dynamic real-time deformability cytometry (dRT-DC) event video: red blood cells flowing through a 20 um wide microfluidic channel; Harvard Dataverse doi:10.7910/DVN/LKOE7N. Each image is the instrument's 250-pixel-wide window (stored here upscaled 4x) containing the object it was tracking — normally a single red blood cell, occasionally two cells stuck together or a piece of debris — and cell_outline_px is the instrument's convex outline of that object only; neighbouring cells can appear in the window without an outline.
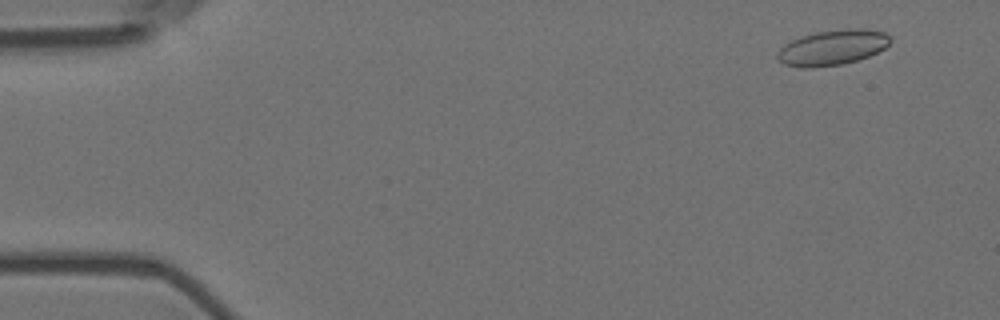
{"species": "Egyptian fruit bat (a non-hibernating species)", "species_latin": "Rousettus aegyptiacus", "temperature_condition": "room temperature", "stored_images_in_passage": 57, "camera_frame_rate_fps": 3000, "um_per_image_px": 0.085, "animal": {"sex": "female"}, "frame": {"image": 1, "passage_image": 5, "time_ms": 1.333, "image_size_px": [1000, 320], "cell_outline_px": [[892, 40], [884, 48], [868, 56], [844, 64], [812, 68], [804, 68], [784, 64], [776, 56], [776, 52], [784, 44], [800, 36], [816, 32], [856, 28], [860, 28], [884, 32]], "centroid_in_image_um": [70.72, 4.05], "position_along_channel_um": 14.3, "area_um2": 23.06}}
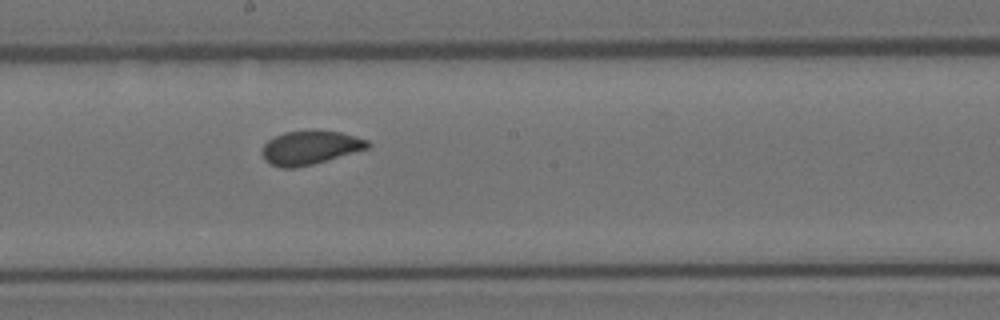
{"frame": {"image": 2, "passage_image": 32, "time_ms": 10.333, "image_size_px": [1000, 320], "cell_outline_px": [[372, 144], [368, 148], [312, 164], [296, 168], [280, 168], [264, 160], [260, 152], [264, 144], [268, 140], [284, 132], [316, 128], [340, 132], [356, 136], [368, 140]], "centroid_in_image_um": [26.34, 12.52], "position_along_channel_um": 221.9, "area_um2": 21.15}}
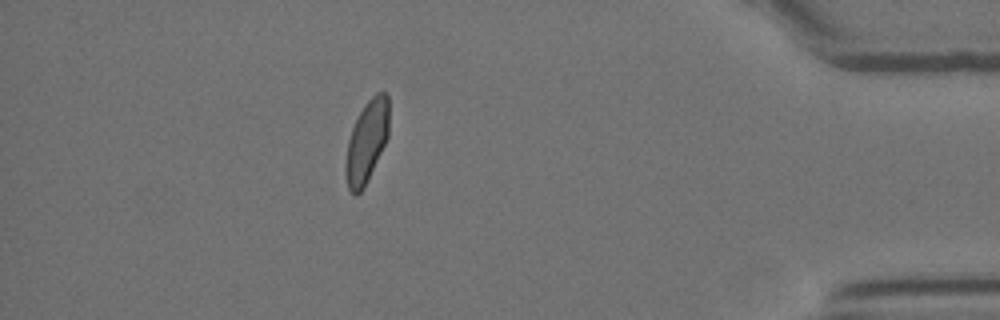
{"frame": {"image": 3, "passage_image": 51, "time_ms": 16.667, "image_size_px": [1000, 320], "cell_outline_px": [[388, 136], [364, 188], [356, 196], [352, 196], [348, 188], [344, 172], [344, 164], [348, 140], [352, 128], [364, 104], [376, 92], [384, 92], [388, 96]], "centroid_in_image_um": [31.14, 12.08], "position_along_channel_um": 404.1, "area_um2": 20.75}, "authors_computed_cell_mechanics": {"area_um2": 21.3282, "velocity_mm_per_s": 3.5967, "shape_relaxation_time_tau1_ms": 5.332, "shape_relaxation_time_tau2_ms": 0.851, "deformation_change_tau1": 0.0993, "deformation_change_tau2": 0.0446}}